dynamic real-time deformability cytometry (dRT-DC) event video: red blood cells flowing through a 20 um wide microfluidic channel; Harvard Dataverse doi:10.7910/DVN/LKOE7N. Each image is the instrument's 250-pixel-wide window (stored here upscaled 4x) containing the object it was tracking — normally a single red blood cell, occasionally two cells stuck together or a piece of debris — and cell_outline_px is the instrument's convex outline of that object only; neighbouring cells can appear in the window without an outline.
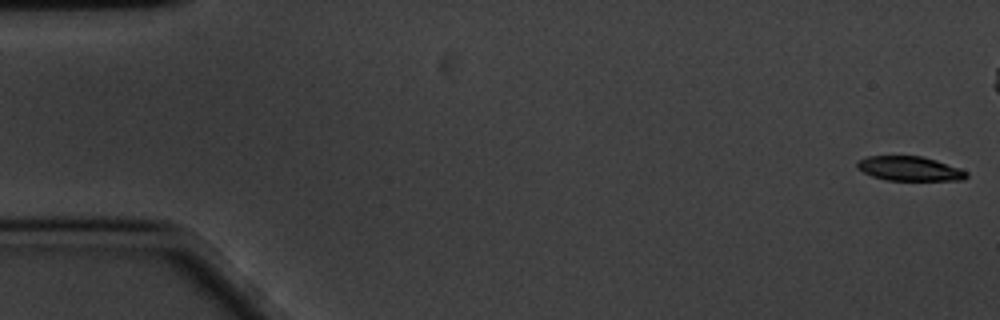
{"species": "common noctule bat (a hibernating species)", "species_latin": "Nyctalus noctula", "temperature_condition": "cold", "stored_images_in_passage": 60, "camera_frame_rate_fps": 3000, "um_per_image_px": 0.085, "animal": {"sex": "male", "body_mass_g": 20.1, "forearm_length_mm": 53.5}, "frame": {"image": 1, "passage_image": 1, "time_ms": 0.0, "image_size_px": [1000, 320], "cell_outline_px": [[968, 176], [964, 180], [884, 180], [872, 176], [856, 168], [856, 160], [868, 156], [924, 156], [960, 168], [968, 172]], "centroid_in_image_um": [77.3, 14.33], "position_along_channel_um": 7.7, "area_um2": 15.72}}
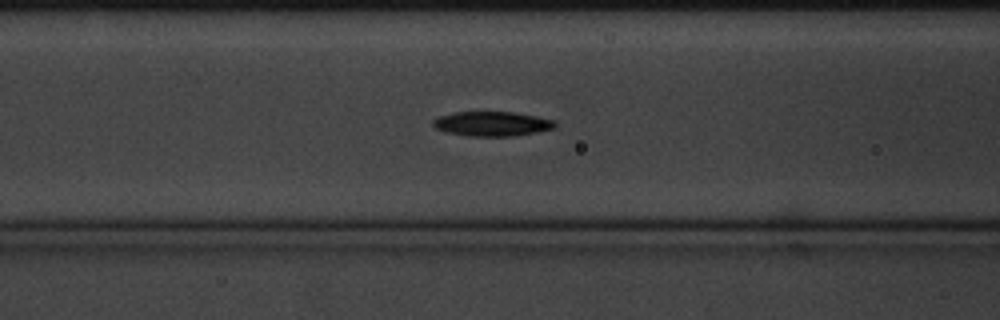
{"frame": {"image": 2, "passage_image": 23, "time_ms": 7.333, "image_size_px": [1000, 320], "cell_outline_px": [[556, 128], [536, 132], [512, 136], [468, 136], [444, 132], [436, 128], [432, 124], [432, 120], [440, 116], [456, 112], [512, 112], [536, 116], [556, 120]], "centroid_in_image_um": [41.83, 10.52], "position_along_channel_um": 124.8, "area_um2": 17.51}}
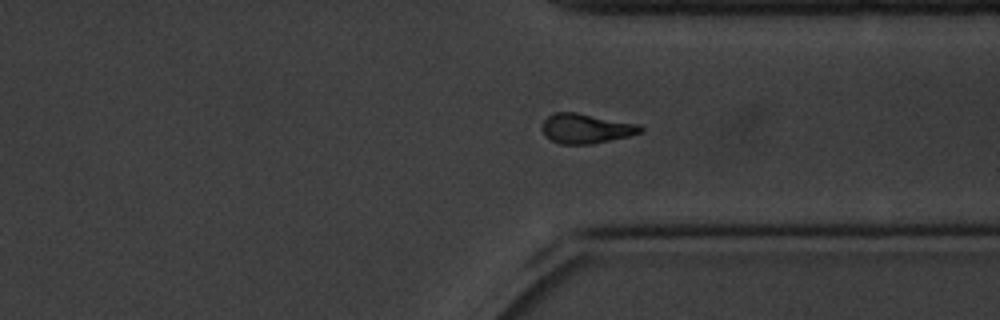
{"frame": {"image": 3, "passage_image": 44, "time_ms": 14.333, "image_size_px": [1000, 320], "cell_outline_px": [[644, 132], [628, 136], [592, 144], [560, 144], [544, 136], [544, 120], [552, 112], [576, 112], [640, 124], [644, 128]], "centroid_in_image_um": [49.85, 10.92], "position_along_channel_um": 361.5, "area_um2": 17.05}, "authors_computed_cell_mechanics": {"area_um2": 17.1088, "velocity_mm_per_s": 3.3825, "shape_relaxation_time_tau1_ms": 2.5214, "shape_relaxation_time_tau2_ms": null, "deformation_change_tau1": 0.1194, "deformation_change_tau2": null}}